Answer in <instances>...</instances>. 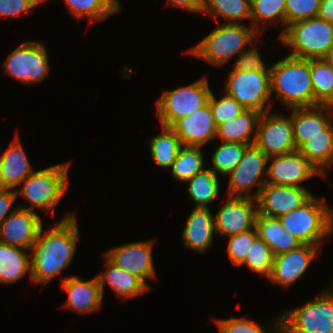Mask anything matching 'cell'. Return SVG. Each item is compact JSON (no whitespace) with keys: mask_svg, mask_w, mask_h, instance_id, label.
I'll list each match as a JSON object with an SVG mask.
<instances>
[{"mask_svg":"<svg viewBox=\"0 0 333 333\" xmlns=\"http://www.w3.org/2000/svg\"><path fill=\"white\" fill-rule=\"evenodd\" d=\"M150 152L153 161L163 168H171L181 147L179 137L170 127L162 126V132L150 140Z\"/></svg>","mask_w":333,"mask_h":333,"instance_id":"cell-30","label":"cell"},{"mask_svg":"<svg viewBox=\"0 0 333 333\" xmlns=\"http://www.w3.org/2000/svg\"><path fill=\"white\" fill-rule=\"evenodd\" d=\"M210 94L206 77L190 85L165 91L156 105L161 126L171 127L177 120L203 108L208 104Z\"/></svg>","mask_w":333,"mask_h":333,"instance_id":"cell-8","label":"cell"},{"mask_svg":"<svg viewBox=\"0 0 333 333\" xmlns=\"http://www.w3.org/2000/svg\"><path fill=\"white\" fill-rule=\"evenodd\" d=\"M310 77L314 92V106L333 107V66L323 59H310Z\"/></svg>","mask_w":333,"mask_h":333,"instance_id":"cell-29","label":"cell"},{"mask_svg":"<svg viewBox=\"0 0 333 333\" xmlns=\"http://www.w3.org/2000/svg\"><path fill=\"white\" fill-rule=\"evenodd\" d=\"M312 196L306 188L265 183L256 199L258 213L279 218L301 207Z\"/></svg>","mask_w":333,"mask_h":333,"instance_id":"cell-13","label":"cell"},{"mask_svg":"<svg viewBox=\"0 0 333 333\" xmlns=\"http://www.w3.org/2000/svg\"><path fill=\"white\" fill-rule=\"evenodd\" d=\"M17 136L1 156L0 188L13 189L34 172Z\"/></svg>","mask_w":333,"mask_h":333,"instance_id":"cell-23","label":"cell"},{"mask_svg":"<svg viewBox=\"0 0 333 333\" xmlns=\"http://www.w3.org/2000/svg\"><path fill=\"white\" fill-rule=\"evenodd\" d=\"M270 160L272 162L266 168V183L268 184L305 188L301 185L303 181L305 182L319 173L298 150L268 158V161Z\"/></svg>","mask_w":333,"mask_h":333,"instance_id":"cell-16","label":"cell"},{"mask_svg":"<svg viewBox=\"0 0 333 333\" xmlns=\"http://www.w3.org/2000/svg\"><path fill=\"white\" fill-rule=\"evenodd\" d=\"M29 249L12 247L0 242V282L11 284L31 271L30 258L26 254Z\"/></svg>","mask_w":333,"mask_h":333,"instance_id":"cell-28","label":"cell"},{"mask_svg":"<svg viewBox=\"0 0 333 333\" xmlns=\"http://www.w3.org/2000/svg\"><path fill=\"white\" fill-rule=\"evenodd\" d=\"M255 228L258 236L267 243L274 256L296 249L302 243L282 226L279 218L257 213Z\"/></svg>","mask_w":333,"mask_h":333,"instance_id":"cell-25","label":"cell"},{"mask_svg":"<svg viewBox=\"0 0 333 333\" xmlns=\"http://www.w3.org/2000/svg\"><path fill=\"white\" fill-rule=\"evenodd\" d=\"M61 287L68 293L65 306L78 313H93L103 303V295L97 277L82 281L78 276H72L63 279Z\"/></svg>","mask_w":333,"mask_h":333,"instance_id":"cell-21","label":"cell"},{"mask_svg":"<svg viewBox=\"0 0 333 333\" xmlns=\"http://www.w3.org/2000/svg\"><path fill=\"white\" fill-rule=\"evenodd\" d=\"M153 241L131 242L110 249L106 256L117 267L140 278L146 285V279L155 278L152 257Z\"/></svg>","mask_w":333,"mask_h":333,"instance_id":"cell-15","label":"cell"},{"mask_svg":"<svg viewBox=\"0 0 333 333\" xmlns=\"http://www.w3.org/2000/svg\"><path fill=\"white\" fill-rule=\"evenodd\" d=\"M318 17L333 24V0H321Z\"/></svg>","mask_w":333,"mask_h":333,"instance_id":"cell-46","label":"cell"},{"mask_svg":"<svg viewBox=\"0 0 333 333\" xmlns=\"http://www.w3.org/2000/svg\"><path fill=\"white\" fill-rule=\"evenodd\" d=\"M186 183H189L188 194L195 202V207L208 208L207 204L213 202L219 194L217 174L209 168L196 173Z\"/></svg>","mask_w":333,"mask_h":333,"instance_id":"cell-31","label":"cell"},{"mask_svg":"<svg viewBox=\"0 0 333 333\" xmlns=\"http://www.w3.org/2000/svg\"><path fill=\"white\" fill-rule=\"evenodd\" d=\"M260 115L258 111L245 109L237 117L218 125L216 137L222 142L252 145L255 143Z\"/></svg>","mask_w":333,"mask_h":333,"instance_id":"cell-26","label":"cell"},{"mask_svg":"<svg viewBox=\"0 0 333 333\" xmlns=\"http://www.w3.org/2000/svg\"><path fill=\"white\" fill-rule=\"evenodd\" d=\"M276 333H333V290L328 288L276 320L272 327Z\"/></svg>","mask_w":333,"mask_h":333,"instance_id":"cell-5","label":"cell"},{"mask_svg":"<svg viewBox=\"0 0 333 333\" xmlns=\"http://www.w3.org/2000/svg\"><path fill=\"white\" fill-rule=\"evenodd\" d=\"M319 172L326 177L324 168L333 163V124L325 128V135L310 137L297 149Z\"/></svg>","mask_w":333,"mask_h":333,"instance_id":"cell-27","label":"cell"},{"mask_svg":"<svg viewBox=\"0 0 333 333\" xmlns=\"http://www.w3.org/2000/svg\"><path fill=\"white\" fill-rule=\"evenodd\" d=\"M220 333H268L253 320L244 318H230L216 320Z\"/></svg>","mask_w":333,"mask_h":333,"instance_id":"cell-41","label":"cell"},{"mask_svg":"<svg viewBox=\"0 0 333 333\" xmlns=\"http://www.w3.org/2000/svg\"><path fill=\"white\" fill-rule=\"evenodd\" d=\"M181 140L183 146L202 147L216 138L217 126L209 104L177 120L170 127Z\"/></svg>","mask_w":333,"mask_h":333,"instance_id":"cell-19","label":"cell"},{"mask_svg":"<svg viewBox=\"0 0 333 333\" xmlns=\"http://www.w3.org/2000/svg\"><path fill=\"white\" fill-rule=\"evenodd\" d=\"M257 237L258 233L256 228L227 237L229 239L227 252L234 265L240 266L244 262L253 242Z\"/></svg>","mask_w":333,"mask_h":333,"instance_id":"cell-40","label":"cell"},{"mask_svg":"<svg viewBox=\"0 0 333 333\" xmlns=\"http://www.w3.org/2000/svg\"><path fill=\"white\" fill-rule=\"evenodd\" d=\"M217 27L203 38L188 53L214 65L226 63L234 54L241 50L252 40L261 34L253 26L242 24L217 23Z\"/></svg>","mask_w":333,"mask_h":333,"instance_id":"cell-6","label":"cell"},{"mask_svg":"<svg viewBox=\"0 0 333 333\" xmlns=\"http://www.w3.org/2000/svg\"><path fill=\"white\" fill-rule=\"evenodd\" d=\"M321 0H286L285 26L305 19L318 17Z\"/></svg>","mask_w":333,"mask_h":333,"instance_id":"cell-38","label":"cell"},{"mask_svg":"<svg viewBox=\"0 0 333 333\" xmlns=\"http://www.w3.org/2000/svg\"><path fill=\"white\" fill-rule=\"evenodd\" d=\"M17 196L16 189L0 188V224L17 209L15 208L8 214Z\"/></svg>","mask_w":333,"mask_h":333,"instance_id":"cell-44","label":"cell"},{"mask_svg":"<svg viewBox=\"0 0 333 333\" xmlns=\"http://www.w3.org/2000/svg\"><path fill=\"white\" fill-rule=\"evenodd\" d=\"M271 93L276 92L280 103L288 108L314 106V92L310 77V59L290 56L270 67Z\"/></svg>","mask_w":333,"mask_h":333,"instance_id":"cell-2","label":"cell"},{"mask_svg":"<svg viewBox=\"0 0 333 333\" xmlns=\"http://www.w3.org/2000/svg\"><path fill=\"white\" fill-rule=\"evenodd\" d=\"M209 107L212 112L216 126L237 117L242 111L245 110L232 96L225 92V95L217 100L211 92Z\"/></svg>","mask_w":333,"mask_h":333,"instance_id":"cell-39","label":"cell"},{"mask_svg":"<svg viewBox=\"0 0 333 333\" xmlns=\"http://www.w3.org/2000/svg\"><path fill=\"white\" fill-rule=\"evenodd\" d=\"M71 14L77 18L87 16L102 21L117 12L120 7L113 0H64Z\"/></svg>","mask_w":333,"mask_h":333,"instance_id":"cell-34","label":"cell"},{"mask_svg":"<svg viewBox=\"0 0 333 333\" xmlns=\"http://www.w3.org/2000/svg\"><path fill=\"white\" fill-rule=\"evenodd\" d=\"M54 228L45 231L41 227L37 241L30 251L32 283L46 285L52 278L67 268L73 259L79 237L77 217L68 213Z\"/></svg>","mask_w":333,"mask_h":333,"instance_id":"cell-1","label":"cell"},{"mask_svg":"<svg viewBox=\"0 0 333 333\" xmlns=\"http://www.w3.org/2000/svg\"><path fill=\"white\" fill-rule=\"evenodd\" d=\"M168 5L177 6L190 12H202L203 0H168Z\"/></svg>","mask_w":333,"mask_h":333,"instance_id":"cell-45","label":"cell"},{"mask_svg":"<svg viewBox=\"0 0 333 333\" xmlns=\"http://www.w3.org/2000/svg\"><path fill=\"white\" fill-rule=\"evenodd\" d=\"M332 112L333 107L327 105L294 108L292 110L294 142L297 149L310 137L325 135V128L332 122V117L327 115ZM324 113L327 115H324Z\"/></svg>","mask_w":333,"mask_h":333,"instance_id":"cell-20","label":"cell"},{"mask_svg":"<svg viewBox=\"0 0 333 333\" xmlns=\"http://www.w3.org/2000/svg\"><path fill=\"white\" fill-rule=\"evenodd\" d=\"M318 246L302 244L296 249L275 256L273 268L267 278L275 284L288 287L304 275L311 261L316 258Z\"/></svg>","mask_w":333,"mask_h":333,"instance_id":"cell-18","label":"cell"},{"mask_svg":"<svg viewBox=\"0 0 333 333\" xmlns=\"http://www.w3.org/2000/svg\"><path fill=\"white\" fill-rule=\"evenodd\" d=\"M279 38L293 48L290 57L322 59L333 45V24L319 17L305 19L288 25Z\"/></svg>","mask_w":333,"mask_h":333,"instance_id":"cell-4","label":"cell"},{"mask_svg":"<svg viewBox=\"0 0 333 333\" xmlns=\"http://www.w3.org/2000/svg\"><path fill=\"white\" fill-rule=\"evenodd\" d=\"M202 12L213 17L222 16L237 24L246 18L251 20V0H203Z\"/></svg>","mask_w":333,"mask_h":333,"instance_id":"cell-32","label":"cell"},{"mask_svg":"<svg viewBox=\"0 0 333 333\" xmlns=\"http://www.w3.org/2000/svg\"><path fill=\"white\" fill-rule=\"evenodd\" d=\"M248 146L242 143L222 142L212 155V167L209 169L215 174L227 176L240 163Z\"/></svg>","mask_w":333,"mask_h":333,"instance_id":"cell-35","label":"cell"},{"mask_svg":"<svg viewBox=\"0 0 333 333\" xmlns=\"http://www.w3.org/2000/svg\"><path fill=\"white\" fill-rule=\"evenodd\" d=\"M119 7H120V3L118 0H113Z\"/></svg>","mask_w":333,"mask_h":333,"instance_id":"cell-48","label":"cell"},{"mask_svg":"<svg viewBox=\"0 0 333 333\" xmlns=\"http://www.w3.org/2000/svg\"><path fill=\"white\" fill-rule=\"evenodd\" d=\"M255 208L252 209V207ZM258 213L257 201L253 198L229 197L214 215L215 231L228 237L255 228Z\"/></svg>","mask_w":333,"mask_h":333,"instance_id":"cell-14","label":"cell"},{"mask_svg":"<svg viewBox=\"0 0 333 333\" xmlns=\"http://www.w3.org/2000/svg\"><path fill=\"white\" fill-rule=\"evenodd\" d=\"M263 58L258 53L255 47L250 50L242 51L235 61L233 70L247 71V70H270L266 68Z\"/></svg>","mask_w":333,"mask_h":333,"instance_id":"cell-43","label":"cell"},{"mask_svg":"<svg viewBox=\"0 0 333 333\" xmlns=\"http://www.w3.org/2000/svg\"><path fill=\"white\" fill-rule=\"evenodd\" d=\"M274 258L275 256L267 243L258 236L240 266L246 264L252 271L268 278L273 268Z\"/></svg>","mask_w":333,"mask_h":333,"instance_id":"cell-37","label":"cell"},{"mask_svg":"<svg viewBox=\"0 0 333 333\" xmlns=\"http://www.w3.org/2000/svg\"><path fill=\"white\" fill-rule=\"evenodd\" d=\"M286 0H251V24L262 33L259 23L270 22L275 18L285 25ZM254 23V24H253Z\"/></svg>","mask_w":333,"mask_h":333,"instance_id":"cell-36","label":"cell"},{"mask_svg":"<svg viewBox=\"0 0 333 333\" xmlns=\"http://www.w3.org/2000/svg\"><path fill=\"white\" fill-rule=\"evenodd\" d=\"M105 259L106 270L97 276L102 295H104V286L107 283L113 289L116 296L121 299L134 298L149 289V286L140 278L117 267L106 256Z\"/></svg>","mask_w":333,"mask_h":333,"instance_id":"cell-24","label":"cell"},{"mask_svg":"<svg viewBox=\"0 0 333 333\" xmlns=\"http://www.w3.org/2000/svg\"><path fill=\"white\" fill-rule=\"evenodd\" d=\"M45 0H0V16H20V13H30V9Z\"/></svg>","mask_w":333,"mask_h":333,"instance_id":"cell-42","label":"cell"},{"mask_svg":"<svg viewBox=\"0 0 333 333\" xmlns=\"http://www.w3.org/2000/svg\"><path fill=\"white\" fill-rule=\"evenodd\" d=\"M43 226L34 211L17 208L0 224V242L12 247L31 249Z\"/></svg>","mask_w":333,"mask_h":333,"instance_id":"cell-17","label":"cell"},{"mask_svg":"<svg viewBox=\"0 0 333 333\" xmlns=\"http://www.w3.org/2000/svg\"><path fill=\"white\" fill-rule=\"evenodd\" d=\"M69 163L57 164L46 169L34 171L23 182L16 194L26 199L32 207H20L34 211L40 208L46 211L53 209L67 190Z\"/></svg>","mask_w":333,"mask_h":333,"instance_id":"cell-7","label":"cell"},{"mask_svg":"<svg viewBox=\"0 0 333 333\" xmlns=\"http://www.w3.org/2000/svg\"><path fill=\"white\" fill-rule=\"evenodd\" d=\"M5 73L24 83L41 82L49 74L45 45L27 41L12 51L4 62Z\"/></svg>","mask_w":333,"mask_h":333,"instance_id":"cell-11","label":"cell"},{"mask_svg":"<svg viewBox=\"0 0 333 333\" xmlns=\"http://www.w3.org/2000/svg\"><path fill=\"white\" fill-rule=\"evenodd\" d=\"M268 162V157L255 144L249 145L245 149L240 163L228 174L230 175L228 195L256 200L266 183L267 169L265 166ZM263 173H265L264 177H262ZM257 184V192L250 196L249 190Z\"/></svg>","mask_w":333,"mask_h":333,"instance_id":"cell-12","label":"cell"},{"mask_svg":"<svg viewBox=\"0 0 333 333\" xmlns=\"http://www.w3.org/2000/svg\"><path fill=\"white\" fill-rule=\"evenodd\" d=\"M224 88L245 109L271 111V103L266 104L272 94L270 70H232Z\"/></svg>","mask_w":333,"mask_h":333,"instance_id":"cell-9","label":"cell"},{"mask_svg":"<svg viewBox=\"0 0 333 333\" xmlns=\"http://www.w3.org/2000/svg\"><path fill=\"white\" fill-rule=\"evenodd\" d=\"M282 226L302 244L320 247L333 232V210L314 195L301 207L279 217Z\"/></svg>","mask_w":333,"mask_h":333,"instance_id":"cell-3","label":"cell"},{"mask_svg":"<svg viewBox=\"0 0 333 333\" xmlns=\"http://www.w3.org/2000/svg\"><path fill=\"white\" fill-rule=\"evenodd\" d=\"M215 233L214 216L209 208L194 207L182 233L184 244L197 252H204L212 245Z\"/></svg>","mask_w":333,"mask_h":333,"instance_id":"cell-22","label":"cell"},{"mask_svg":"<svg viewBox=\"0 0 333 333\" xmlns=\"http://www.w3.org/2000/svg\"><path fill=\"white\" fill-rule=\"evenodd\" d=\"M200 146H182L173 162L172 175L181 182H187L196 173L203 171L204 157Z\"/></svg>","mask_w":333,"mask_h":333,"instance_id":"cell-33","label":"cell"},{"mask_svg":"<svg viewBox=\"0 0 333 333\" xmlns=\"http://www.w3.org/2000/svg\"><path fill=\"white\" fill-rule=\"evenodd\" d=\"M326 63L333 66V45L327 51V54L322 58Z\"/></svg>","mask_w":333,"mask_h":333,"instance_id":"cell-47","label":"cell"},{"mask_svg":"<svg viewBox=\"0 0 333 333\" xmlns=\"http://www.w3.org/2000/svg\"><path fill=\"white\" fill-rule=\"evenodd\" d=\"M270 113L260 115L254 144L268 158L297 151L291 116Z\"/></svg>","mask_w":333,"mask_h":333,"instance_id":"cell-10","label":"cell"}]
</instances>
